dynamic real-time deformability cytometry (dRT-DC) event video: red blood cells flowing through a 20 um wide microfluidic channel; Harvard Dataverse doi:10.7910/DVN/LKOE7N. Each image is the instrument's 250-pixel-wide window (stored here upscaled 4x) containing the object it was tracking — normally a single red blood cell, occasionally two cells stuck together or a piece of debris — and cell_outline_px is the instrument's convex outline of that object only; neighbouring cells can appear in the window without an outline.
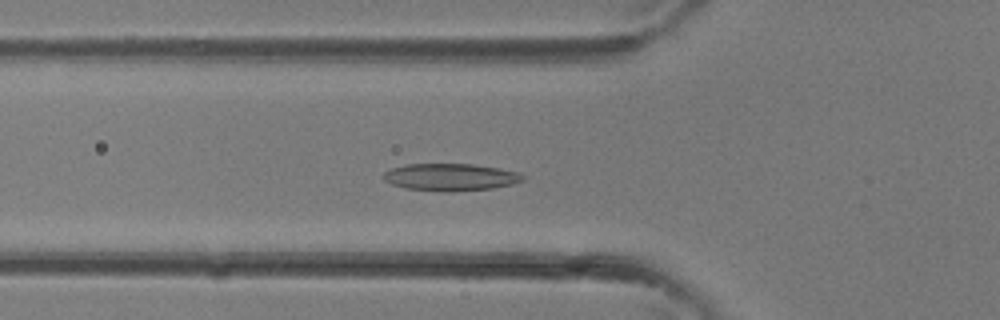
{"species": "common noctule bat (a hibernating species)", "species_latin": "Nyctalus noctula", "temperature_condition": "room temperature", "stored_images_in_passage": 37, "camera_frame_rate_fps": 3000, "um_per_image_px": 0.085, "animal": {"sex": "female"}, "frame": {"image": 1, "passage_image": 13, "time_ms": 4.0, "image_size_px": [1000, 320], "cell_outline_px": [[524, 180], [512, 184], [492, 188], [452, 192], [448, 192], [404, 188], [392, 184], [384, 180], [380, 176], [384, 172], [392, 168], [408, 164], [472, 164], [496, 168], [516, 172], [524, 176]], "centroid_in_image_um": [38.24, 15.06], "position_along_channel_um": 87.6, "area_um2": 22.02}}
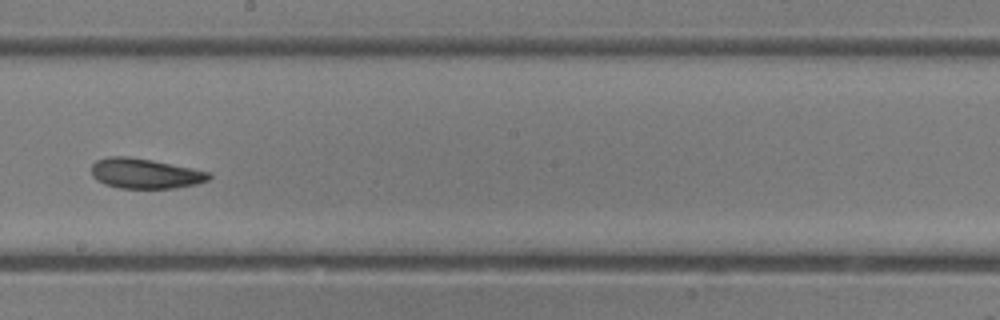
{"frame": {"image": 2, "passage_image": 21, "time_ms": 6.667, "image_size_px": [1000, 320], "cell_outline_px": [[212, 176], [208, 180], [196, 184], [176, 188], [120, 188], [104, 184], [96, 180], [92, 176], [92, 164], [96, 160], [108, 156], [128, 156], [152, 160], [192, 168], [208, 172]], "centroid_in_image_um": [12.3, 14.74], "position_along_channel_um": 235.9, "area_um2": 20.63}}
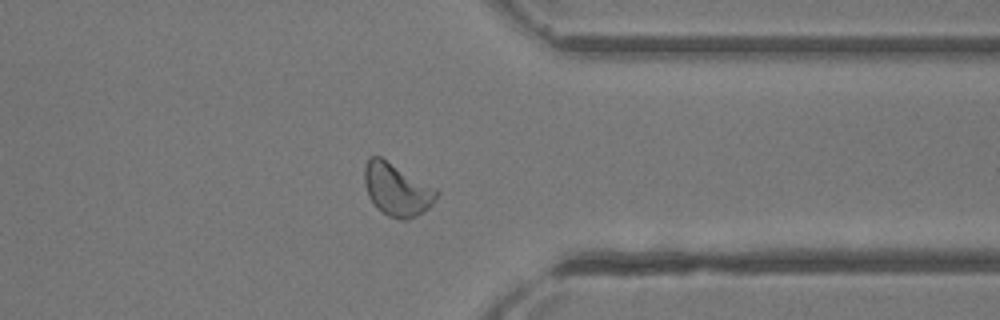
{"frame": {"image": 3, "passage_image": 29, "time_ms": 9.333, "image_size_px": [1000, 320], "cell_outline_px": [[440, 192], [432, 204], [428, 208], [416, 216], [408, 220], [400, 220], [388, 216], [368, 196], [364, 184], [364, 164], [372, 156], [380, 156], [436, 188]], "centroid_in_image_um": [33.74, 16.11], "position_along_channel_um": 377.7, "area_um2": 21.91}}